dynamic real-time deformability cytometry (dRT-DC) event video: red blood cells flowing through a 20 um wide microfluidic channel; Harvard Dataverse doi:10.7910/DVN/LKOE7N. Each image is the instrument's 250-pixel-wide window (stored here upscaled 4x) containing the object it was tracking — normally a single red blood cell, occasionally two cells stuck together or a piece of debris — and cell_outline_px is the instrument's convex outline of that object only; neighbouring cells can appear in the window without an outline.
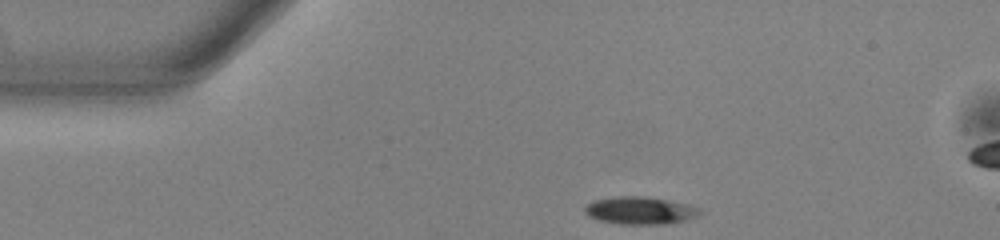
{"species": "common noctule bat (a hibernating species)", "species_latin": "Nyctalus noctula", "temperature_condition": "warm", "stored_images_in_passage": 44, "camera_frame_rate_fps": 3000, "um_per_image_px": 0.085, "animal": {"sex": "male", "body_mass_g": 13.0, "forearm_length_mm": 53.1}, "frame": {"image": 1, "passage_image": 1, "time_ms": 0.0, "image_size_px": [1000, 240], "cell_outline_px": [[704, 212], [696, 216], [684, 220], [664, 224], [620, 224], [600, 220], [588, 216], [584, 212], [584, 208], [592, 200], [616, 196], [648, 196], [688, 204], [700, 208]], "centroid_in_image_um": [54.4, 17.88], "position_along_channel_um": 30.6, "area_um2": 18.55}}
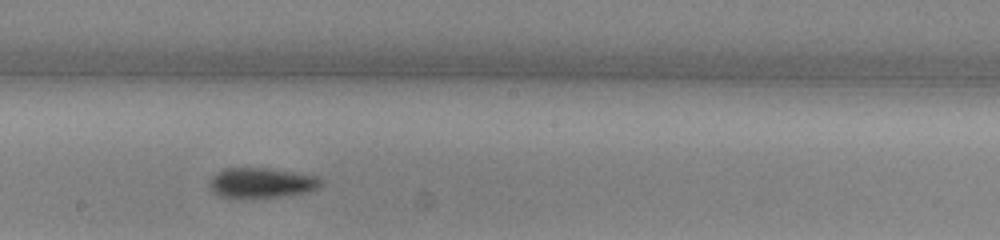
{"frame": {"image": 2, "passage_image": 20, "time_ms": 6.333, "image_size_px": [1000, 240], "cell_outline_px": [[324, 180], [316, 188], [308, 192], [280, 196], [220, 196], [212, 192], [208, 184], [208, 180], [216, 172], [224, 168], [268, 168], [316, 176]], "centroid_in_image_um": [22.18, 15.51], "position_along_channel_um": 226.0, "area_um2": 19.13}}
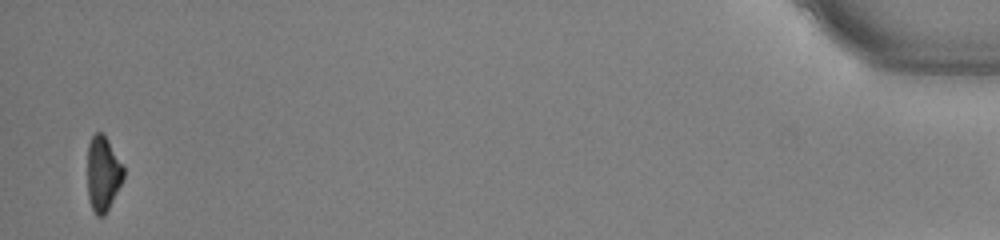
{"frame": {"image": 3, "passage_image": 43, "time_ms": 14.0, "image_size_px": [1000, 240], "cell_outline_px": [[124, 180], [104, 216], [96, 216], [92, 208], [88, 196], [88, 144], [92, 136], [96, 132], [100, 132], [108, 140], [124, 164]], "centroid_in_image_um": [8.78, 14.76], "position_along_channel_um": 426.4, "area_um2": 15.9}}